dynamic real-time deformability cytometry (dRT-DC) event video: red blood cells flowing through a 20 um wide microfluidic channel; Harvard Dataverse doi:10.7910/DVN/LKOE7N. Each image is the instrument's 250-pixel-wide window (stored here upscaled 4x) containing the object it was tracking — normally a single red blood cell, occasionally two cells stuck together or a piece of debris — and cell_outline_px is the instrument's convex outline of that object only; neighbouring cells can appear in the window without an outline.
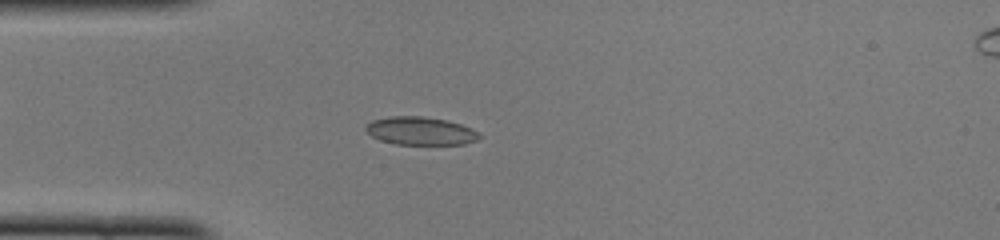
{"species": "common noctule bat (a hibernating species)", "species_latin": "Nyctalus noctula", "temperature_condition": "cold", "stored_images_in_passage": 47, "camera_frame_rate_fps": 3000, "um_per_image_px": 0.085, "animal": {"sex": "female", "body_mass_g": 22.0, "forearm_length_mm": 56.7}, "frame": {"image": 1, "passage_image": 12, "time_ms": 3.667, "image_size_px": [1000, 240], "cell_outline_px": [[480, 136], [476, 140], [464, 144], [396, 144], [380, 140], [372, 136], [364, 128], [372, 120], [388, 116], [420, 116], [448, 120], [460, 124], [480, 132]], "centroid_in_image_um": [35.74, 11.12], "position_along_channel_um": 49.3, "area_um2": 18.5}}
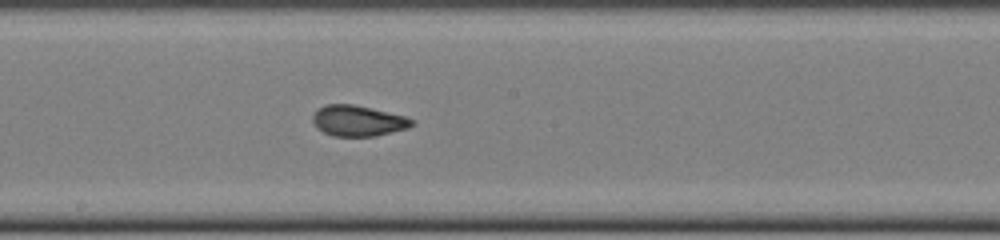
{"frame": {"image": 2, "passage_image": 25, "time_ms": 8.0, "image_size_px": [1000, 240], "cell_outline_px": [[416, 124], [408, 128], [372, 136], [332, 136], [316, 128], [312, 120], [312, 116], [316, 108], [324, 104], [352, 104], [372, 108], [404, 116], [416, 120]], "centroid_in_image_um": [30.4, 10.25], "position_along_channel_um": 217.8, "area_um2": 17.92}}
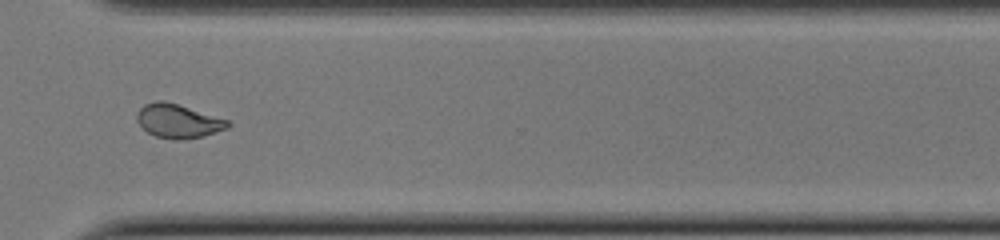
{"frame": {"image": 3, "passage_image": 35, "time_ms": 11.333, "image_size_px": [1000, 240], "cell_outline_px": [[232, 124], [228, 128], [204, 136], [180, 140], [176, 140], [156, 136], [148, 132], [136, 120], [136, 112], [144, 104], [156, 100], [164, 100], [228, 120]], "centroid_in_image_um": [15.13, 10.29], "position_along_channel_um": 355.5, "area_um2": 17.86}, "authors_computed_cell_mechanics": {"area_um2": 17.9758, "velocity_mm_per_s": 4.1096, "shape_relaxation_time_tau1_ms": 10.171, "shape_relaxation_time_tau2_ms": 1.0711, "deformation_change_tau1": 0.1992, "deformation_change_tau2": 0.0571}}